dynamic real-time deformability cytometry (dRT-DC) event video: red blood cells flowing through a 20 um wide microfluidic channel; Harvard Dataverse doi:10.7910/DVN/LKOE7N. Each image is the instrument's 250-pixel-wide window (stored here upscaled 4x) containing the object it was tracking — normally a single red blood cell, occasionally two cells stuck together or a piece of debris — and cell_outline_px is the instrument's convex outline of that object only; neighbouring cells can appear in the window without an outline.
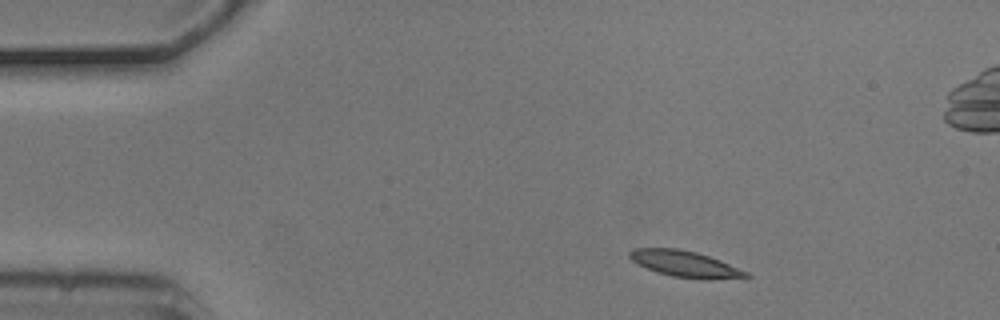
{"species": "common noctule bat (a hibernating species)", "species_latin": "Nyctalus noctula", "temperature_condition": "cold", "stored_images_in_passage": 3, "camera_frame_rate_fps": 3000, "um_per_image_px": 0.085, "animal": {"sex": "male", "body_mass_g": 20.5, "forearm_length_mm": 52.5}, "frame": {"image": 1, "passage_image": 1, "time_ms": 0.0, "image_size_px": [1000, 320], "cell_outline_px": [[752, 276], [708, 280], [672, 276], [656, 272], [632, 260], [628, 256], [628, 252], [632, 248], [676, 248], [696, 252], [720, 260], [748, 272]], "centroid_in_image_um": [58.22, 22.43], "position_along_channel_um": 26.8, "area_um2": 17.63}}